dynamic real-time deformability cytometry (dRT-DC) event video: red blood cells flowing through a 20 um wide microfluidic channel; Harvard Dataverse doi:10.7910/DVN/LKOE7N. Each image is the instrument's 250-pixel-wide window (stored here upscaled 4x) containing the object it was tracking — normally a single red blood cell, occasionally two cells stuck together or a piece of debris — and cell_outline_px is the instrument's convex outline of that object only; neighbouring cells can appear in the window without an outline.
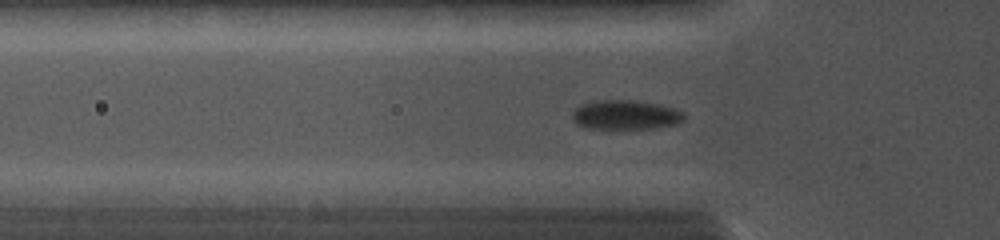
{"species": "common noctule bat (a hibernating species)", "species_latin": "Nyctalus noctula", "temperature_condition": "cold", "stored_images_in_passage": 57, "camera_frame_rate_fps": 5000, "um_per_image_px": 0.085, "animal": {"sex": "female", "body_mass_g": 19.0, "forearm_length_mm": 56.7}, "frame": {"image": 1, "passage_image": 16, "time_ms": 4.4, "image_size_px": [1000, 240], "cell_outline_px": [[684, 120], [676, 124], [652, 128], [584, 128], [576, 124], [572, 120], [572, 112], [580, 104], [596, 100], [636, 100], [660, 104], [676, 108], [684, 112]], "centroid_in_image_um": [53.16, 9.75], "position_along_channel_um": 72.6, "area_um2": 19.36}}
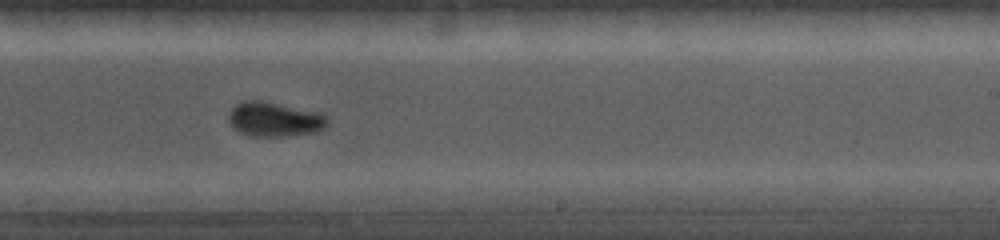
{"frame": {"image": 2, "passage_image": 34, "time_ms": 8.8, "image_size_px": [1000, 240], "cell_outline_px": [[328, 124], [324, 128], [316, 132], [288, 136], [248, 136], [232, 128], [228, 120], [228, 116], [232, 108], [236, 104], [244, 100], [260, 100], [320, 112], [328, 116]], "centroid_in_image_um": [23.33, 10.14], "position_along_channel_um": 265.7, "area_um2": 20.11}}
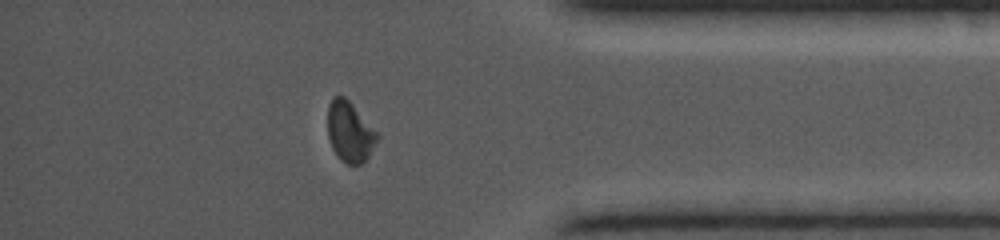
{"frame": {"image": 3, "passage_image": 51, "time_ms": 12.2, "image_size_px": [1000, 240], "cell_outline_px": [[380, 136], [368, 160], [360, 164], [348, 164], [340, 160], [332, 148], [328, 136], [328, 104], [332, 96], [344, 96], [352, 104]], "centroid_in_image_um": [29.74, 11.23], "position_along_channel_um": 405.5, "area_um2": 17.51}}